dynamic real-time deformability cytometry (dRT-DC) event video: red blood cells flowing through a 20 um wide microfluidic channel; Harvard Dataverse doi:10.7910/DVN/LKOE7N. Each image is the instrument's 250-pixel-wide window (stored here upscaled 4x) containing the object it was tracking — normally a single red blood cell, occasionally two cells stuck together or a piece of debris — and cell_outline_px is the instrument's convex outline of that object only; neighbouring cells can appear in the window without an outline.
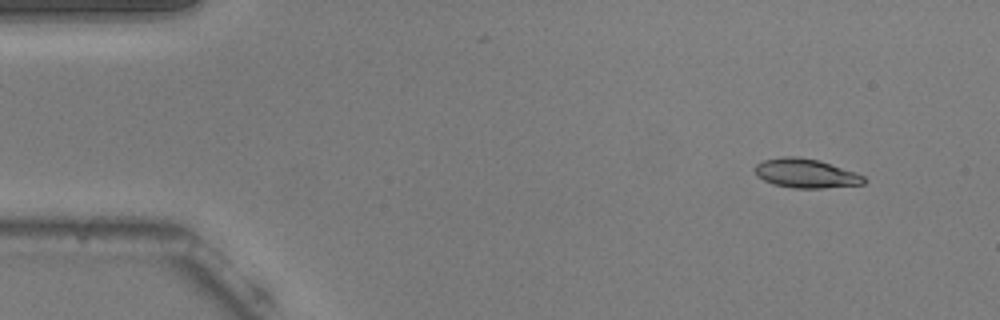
{"species": "common noctule bat (a hibernating species)", "species_latin": "Nyctalus noctula", "temperature_condition": "warm", "stored_images_in_passage": 50, "camera_frame_rate_fps": 3000, "um_per_image_px": 0.085, "animal": {"sex": "male", "body_mass_g": 20.5, "forearm_length_mm": 52.5}, "frame": {"image": 1, "passage_image": 1, "time_ms": 0.0, "image_size_px": [1000, 320], "cell_outline_px": [[868, 180], [864, 184], [820, 188], [792, 188], [772, 184], [764, 180], [756, 172], [756, 164], [764, 160], [784, 156], [800, 156], [820, 160], [856, 172], [864, 176]], "centroid_in_image_um": [68.55, 14.73], "position_along_channel_um": 16.5, "area_um2": 18.55}}
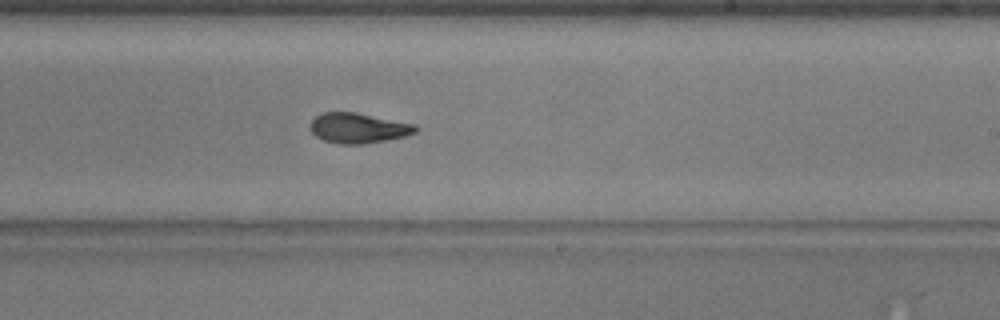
{"frame": {"image": 2, "passage_image": 28, "time_ms": 9.0, "image_size_px": [1000, 320], "cell_outline_px": [[420, 128], [416, 132], [404, 136], [388, 140], [364, 144], [336, 144], [324, 140], [316, 136], [308, 128], [312, 120], [316, 116], [324, 112], [356, 112], [416, 124]], "centroid_in_image_um": [30.46, 10.89], "position_along_channel_um": 258.5, "area_um2": 18.73}}
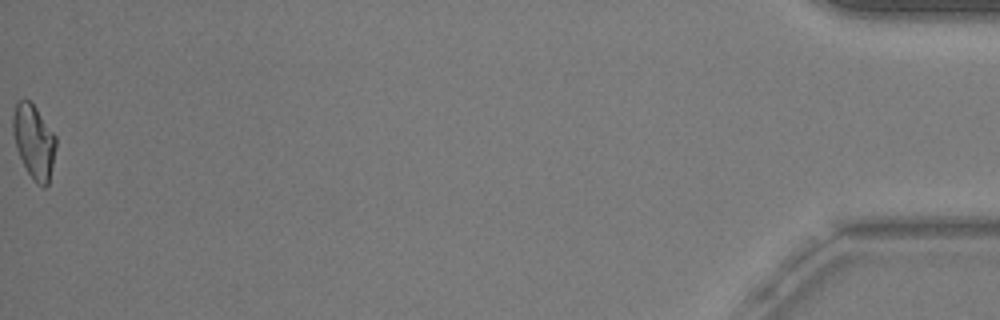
{"frame": {"image": 3, "passage_image": 50, "time_ms": 16.333, "image_size_px": [1000, 320], "cell_outline_px": [[56, 148], [48, 184], [44, 188], [36, 184], [28, 172], [16, 148], [12, 132], [12, 116], [16, 104], [20, 100], [28, 100], [36, 108], [56, 136]], "centroid_in_image_um": [2.88, 12.04], "position_along_channel_um": 432.3, "area_um2": 18.38}, "authors_computed_cell_mechanics": {"area_um2": 18.5538, "velocity_mm_per_s": 3.7734, "shape_relaxation_time_tau1_ms": 4.3717, "shape_relaxation_time_tau2_ms": 1.8152, "deformation_change_tau1": 0.1781, "deformation_change_tau2": 0.0803}}